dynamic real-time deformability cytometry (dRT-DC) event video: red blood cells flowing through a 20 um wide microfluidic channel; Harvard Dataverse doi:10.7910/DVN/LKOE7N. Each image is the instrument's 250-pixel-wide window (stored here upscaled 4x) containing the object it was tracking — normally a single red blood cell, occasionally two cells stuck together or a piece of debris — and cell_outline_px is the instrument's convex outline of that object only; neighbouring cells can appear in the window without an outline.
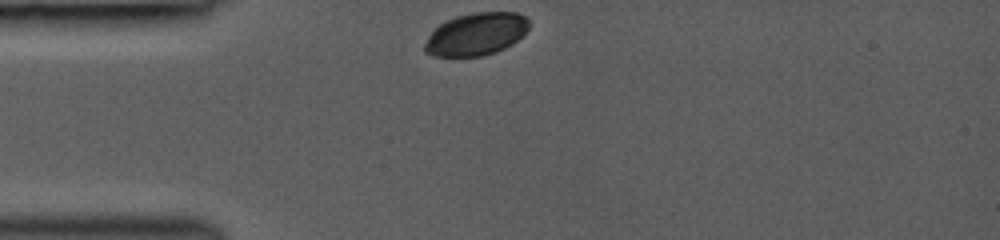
{"species": "common noctule bat (a hibernating species)", "species_latin": "Nyctalus noctula", "temperature_condition": "room temperature", "stored_images_in_passage": 30, "camera_frame_rate_fps": 3000, "um_per_image_px": 0.085, "animal": {"sex": "female", "body_mass_g": 19.0, "forearm_length_mm": 53.3}, "frame": {"image": 1, "passage_image": 1, "time_ms": 0.0, "image_size_px": [1000, 240], "cell_outline_px": [[532, 24], [512, 44], [496, 52], [480, 56], [432, 56], [424, 52], [424, 44], [428, 36], [440, 24], [456, 16], [472, 12], [516, 12], [528, 16]], "centroid_in_image_um": [40.49, 2.89], "position_along_channel_um": 44.5, "area_um2": 25.95}}
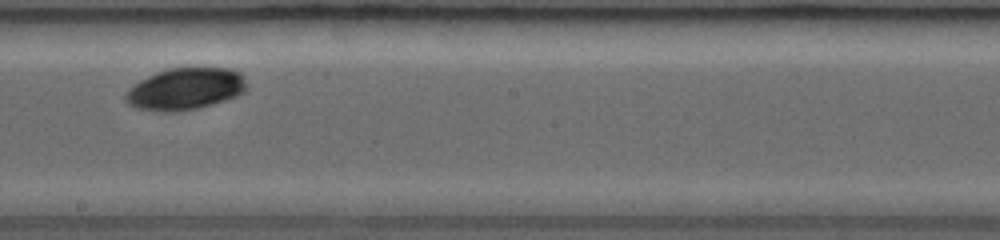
{"frame": {"image": 2, "passage_image": 16, "time_ms": 5.0, "image_size_px": [1000, 240], "cell_outline_px": [[248, 88], [244, 92], [236, 96], [200, 108], [172, 112], [156, 112], [136, 108], [128, 104], [124, 100], [124, 96], [128, 88], [132, 84], [156, 72], [168, 68], [192, 64], [232, 68], [240, 72], [244, 76]], "centroid_in_image_um": [15.76, 7.5], "position_along_channel_um": 232.4, "area_um2": 30.92}}
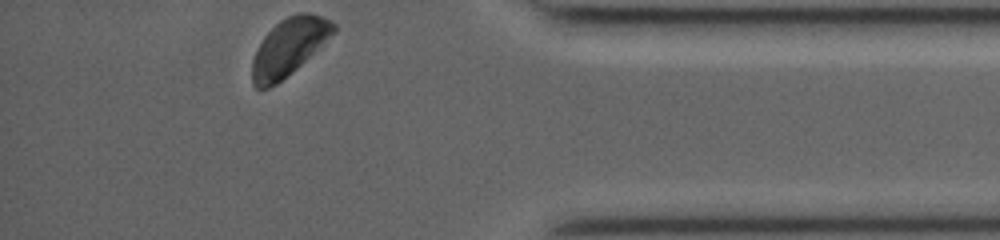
{"frame": {"image": 3, "passage_image": 30, "time_ms": 9.667, "image_size_px": [1000, 240], "cell_outline_px": [[336, 32], [296, 68], [276, 84], [268, 88], [256, 88], [252, 84], [252, 60], [256, 48], [264, 36], [280, 20], [296, 12], [308, 12], [332, 20], [336, 24]], "centroid_in_image_um": [24.55, 3.97], "position_along_channel_um": 410.6, "area_um2": 26.99}, "authors_computed_cell_mechanics": {"area_um2": 29.3624, "velocity_mm_per_s": 4.1505, "shape_relaxation_time_tau1_ms": 0.6945, "shape_relaxation_time_tau2_ms": null, "deformation_change_tau1": 0.0287, "deformation_change_tau2": null}}